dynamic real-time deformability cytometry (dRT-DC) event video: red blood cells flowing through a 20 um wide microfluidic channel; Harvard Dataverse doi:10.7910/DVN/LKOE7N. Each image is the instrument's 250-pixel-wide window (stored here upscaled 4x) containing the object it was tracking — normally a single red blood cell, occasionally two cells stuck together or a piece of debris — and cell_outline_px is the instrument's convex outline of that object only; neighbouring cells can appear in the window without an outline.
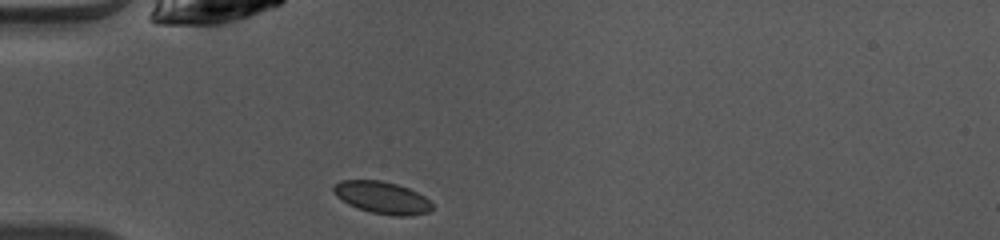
{"species": "common noctule bat (a hibernating species)", "species_latin": "Nyctalus noctula", "temperature_condition": "warm", "stored_images_in_passage": 36, "camera_frame_rate_fps": 3000, "um_per_image_px": 0.085, "animal": {"sex": "female", "body_mass_g": 10.0, "forearm_length_mm": 53.1}, "frame": {"image": 1, "passage_image": 1, "time_ms": 0.0, "image_size_px": [1000, 240], "cell_outline_px": [[432, 208], [428, 212], [412, 216], [392, 216], [372, 212], [348, 204], [336, 196], [332, 192], [332, 184], [340, 180], [380, 180], [396, 184], [408, 188], [424, 196], [432, 204]], "centroid_in_image_um": [32.44, 16.79], "position_along_channel_um": 52.6, "area_um2": 18.5}}
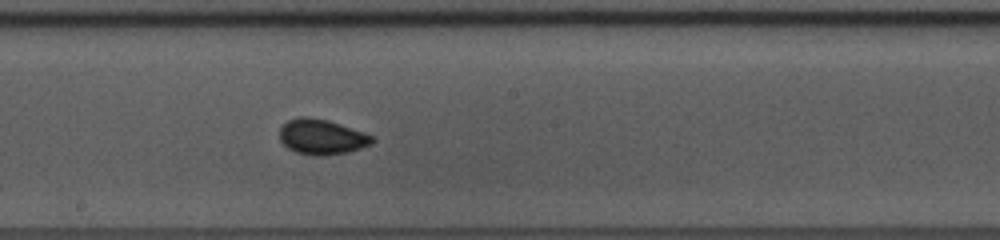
{"frame": {"image": 2, "passage_image": 14, "time_ms": 4.333, "image_size_px": [1000, 240], "cell_outline_px": [[376, 140], [372, 144], [348, 152], [324, 156], [312, 156], [296, 152], [288, 148], [280, 140], [280, 128], [288, 120], [300, 116], [308, 116], [328, 120], [364, 132], [372, 136]], "centroid_in_image_um": [27.35, 11.64], "position_along_channel_um": 220.8, "area_um2": 19.13}}
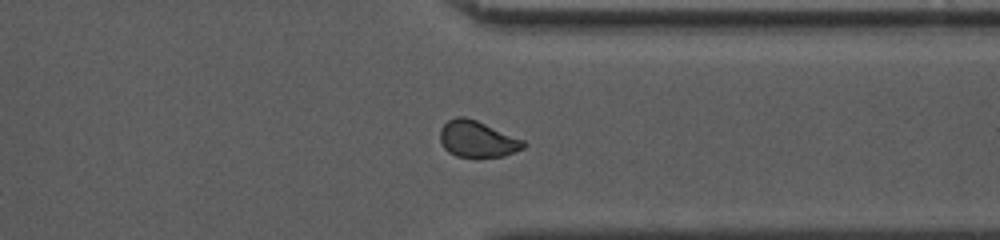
{"frame": {"image": 3, "passage_image": 25, "time_ms": 8.0, "image_size_px": [1000, 240], "cell_outline_px": [[528, 144], [524, 148], [504, 156], [476, 160], [456, 156], [448, 152], [444, 148], [440, 140], [440, 128], [448, 120], [456, 116], [464, 116], [476, 120], [524, 140]], "centroid_in_image_um": [40.57, 11.87], "position_along_channel_um": 370.8, "area_um2": 18.26}, "authors_computed_cell_mechanics": {"area_um2": 18.207, "velocity_mm_per_s": 4.1005, "shape_relaxation_time_tau1_ms": 7.1937, "shape_relaxation_time_tau2_ms": 0.6991, "deformation_change_tau1": 0.1015, "deformation_change_tau2": 0.0376}}